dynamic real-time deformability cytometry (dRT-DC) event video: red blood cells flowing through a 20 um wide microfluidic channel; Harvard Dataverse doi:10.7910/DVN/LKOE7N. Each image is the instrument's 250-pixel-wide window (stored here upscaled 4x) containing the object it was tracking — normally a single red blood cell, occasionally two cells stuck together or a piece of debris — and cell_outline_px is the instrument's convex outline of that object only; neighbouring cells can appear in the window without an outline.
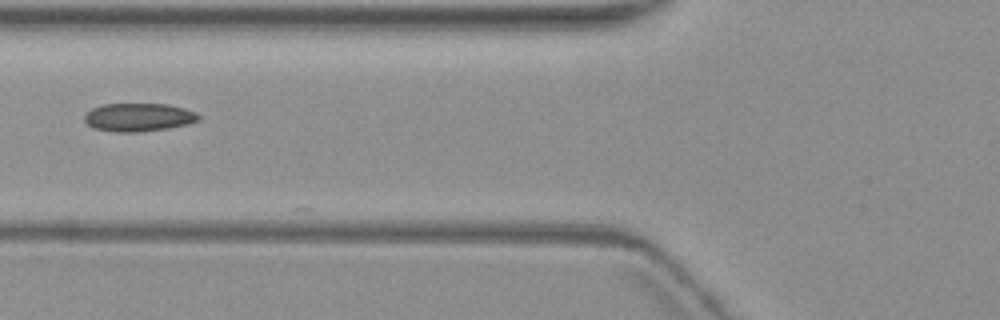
{"species": "common noctule bat (a hibernating species)", "species_latin": "Nyctalus noctula", "temperature_condition": "warm", "stored_images_in_passage": 2, "camera_frame_rate_fps": 3000, "um_per_image_px": 0.085, "animal": {"sex": "female", "body_mass_g": 19.3, "forearm_length_mm": 54.1}, "frame": {"image": 1, "passage_image": 2, "time_ms": 1.333, "image_size_px": [1000, 320], "cell_outline_px": [[200, 120], [168, 128], [136, 132], [116, 132], [96, 128], [88, 124], [84, 120], [84, 116], [92, 108], [104, 104], [168, 104], [184, 108], [196, 112], [200, 116]], "centroid_in_image_um": [11.79, 9.96], "position_along_channel_um": 114.0, "area_um2": 18.55}}